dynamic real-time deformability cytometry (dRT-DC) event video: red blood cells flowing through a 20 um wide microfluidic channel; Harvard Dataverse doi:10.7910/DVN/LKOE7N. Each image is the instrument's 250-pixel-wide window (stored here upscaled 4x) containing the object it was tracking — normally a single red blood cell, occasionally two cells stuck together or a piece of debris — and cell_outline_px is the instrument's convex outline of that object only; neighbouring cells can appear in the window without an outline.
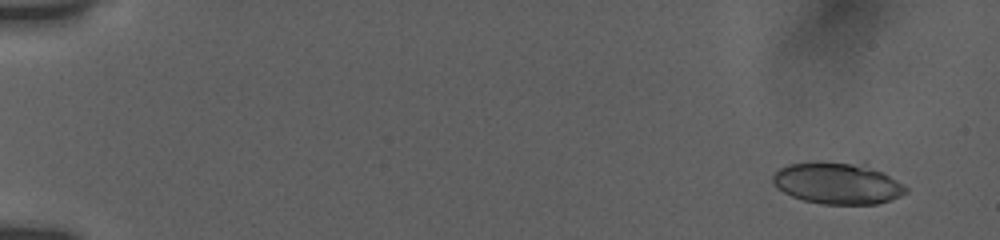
{"species": "human", "species_latin": "Homo sapiens", "temperature_condition": "room temperature", "stored_images_in_passage": 55, "camera_frame_rate_fps": 3000, "um_per_image_px": 0.085, "donor": {"sex": "female"}, "frame": {"image": 1, "passage_image": 4, "time_ms": 1.0, "image_size_px": [1000, 240], "cell_outline_px": [[908, 192], [900, 196], [876, 204], [824, 204], [804, 200], [792, 196], [776, 188], [772, 184], [772, 176], [780, 168], [788, 164], [852, 164], [884, 172], [904, 184], [908, 188]], "centroid_in_image_um": [71.19, 15.63], "position_along_channel_um": 13.8, "area_um2": 31.15}}
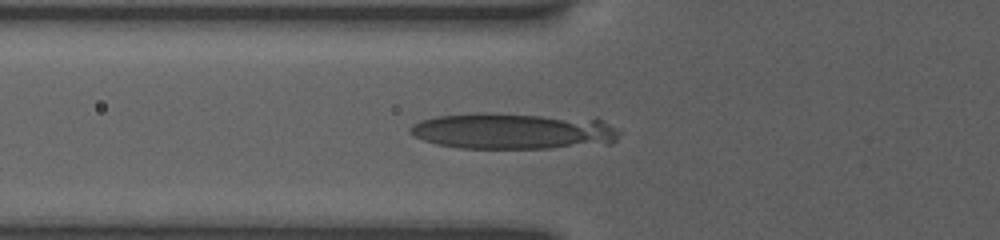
{"frame": {"image": 2, "passage_image": 22, "time_ms": 7.0, "image_size_px": [1000, 240], "cell_outline_px": [[624, 132], [612, 144], [552, 148], [460, 148], [436, 144], [424, 140], [408, 132], [408, 128], [412, 124], [420, 120], [436, 116], [476, 112], [488, 112], [596, 116]], "centroid_in_image_um": [43.77, 11.11], "position_along_channel_um": 82.0, "area_um2": 45.95}}
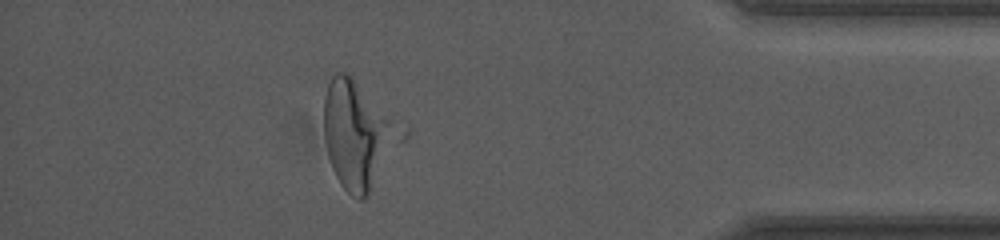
{"frame": {"image": 3, "passage_image": 49, "time_ms": 16.333, "image_size_px": [1000, 240], "cell_outline_px": [[388, 120], [368, 196], [364, 200], [356, 200], [340, 184], [332, 168], [328, 156], [324, 140], [324, 96], [328, 84], [332, 76], [336, 72], [344, 72], [352, 76]], "centroid_in_image_um": [29.95, 11.38], "position_along_channel_um": 405.2, "area_um2": 40.46}}